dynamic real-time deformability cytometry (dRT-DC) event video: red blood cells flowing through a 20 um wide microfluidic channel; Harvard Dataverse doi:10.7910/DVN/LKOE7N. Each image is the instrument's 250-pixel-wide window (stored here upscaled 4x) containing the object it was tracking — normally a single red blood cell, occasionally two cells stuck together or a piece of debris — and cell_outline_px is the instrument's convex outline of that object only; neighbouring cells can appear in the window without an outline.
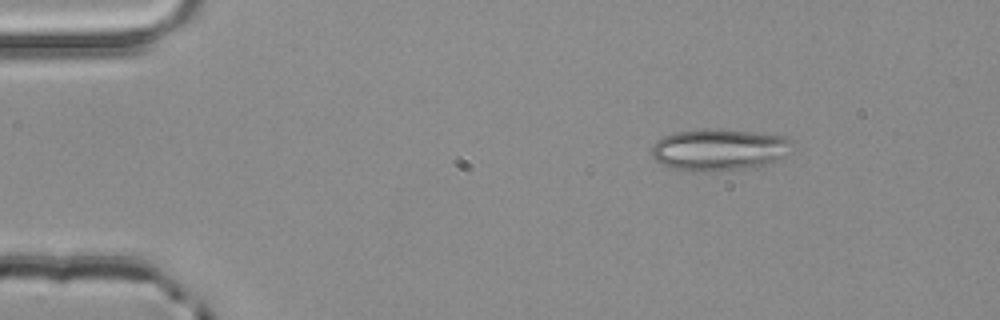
{"species": "common noctule bat (a hibernating species)", "species_latin": "Nyctalus noctula", "temperature_condition": "room temperature", "stored_images_in_passage": 3, "camera_frame_rate_fps": 3000, "um_per_image_px": 0.085, "animal": {"sex": "male", "body_mass_g": 20.4}, "frame": {"image": 1, "passage_image": 1, "time_ms": 0.0, "image_size_px": [1000, 320], "cell_outline_px": [[792, 152], [776, 160], [764, 164], [748, 168], [708, 172], [692, 172], [672, 168], [656, 160], [652, 156], [652, 148], [656, 140], [672, 132], [708, 128], [752, 132], [784, 136], [792, 140]], "centroid_in_image_um": [61.12, 12.72], "position_along_channel_um": 23.9, "area_um2": 34.39}}